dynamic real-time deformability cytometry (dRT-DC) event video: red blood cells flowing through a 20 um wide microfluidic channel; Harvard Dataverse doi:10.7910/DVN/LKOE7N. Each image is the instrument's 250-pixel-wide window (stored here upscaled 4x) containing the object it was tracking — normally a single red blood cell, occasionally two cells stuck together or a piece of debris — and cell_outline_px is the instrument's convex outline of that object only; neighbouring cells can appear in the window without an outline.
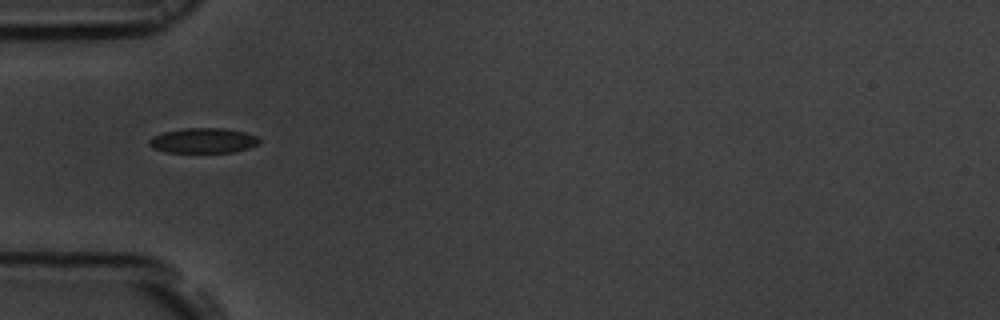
{"species": "common noctule bat (a hibernating species)", "species_latin": "Nyctalus noctula", "temperature_condition": "room temperature", "stored_images_in_passage": 38, "camera_frame_rate_fps": 3000, "um_per_image_px": 0.085, "animal": {"sex": "male", "body_mass_g": 19.5, "forearm_length_mm": 54.6}, "frame": {"image": 1, "passage_image": 1, "time_ms": 0.0, "image_size_px": [1000, 320], "cell_outline_px": [[260, 144], [248, 148], [232, 152], [164, 152], [152, 148], [148, 144], [148, 140], [152, 136], [164, 132], [184, 128], [228, 128], [244, 132], [256, 136], [260, 140]], "centroid_in_image_um": [17.26, 11.94], "position_along_channel_um": 67.7, "area_um2": 16.18}}
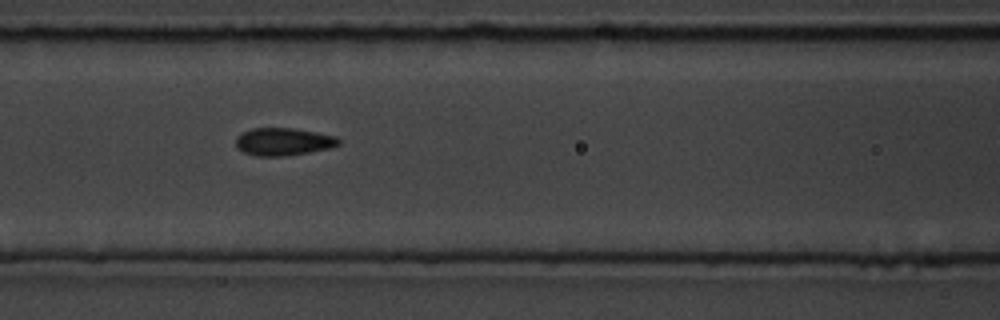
{"frame": {"image": 2, "passage_image": 7, "time_ms": 2.0, "image_size_px": [1000, 320], "cell_outline_px": [[340, 144], [328, 148], [308, 152], [284, 156], [256, 156], [244, 152], [236, 144], [236, 136], [252, 128], [292, 128], [316, 132], [336, 136], [340, 140]], "centroid_in_image_um": [24.09, 12.04], "position_along_channel_um": 142.5, "area_um2": 16.36}}
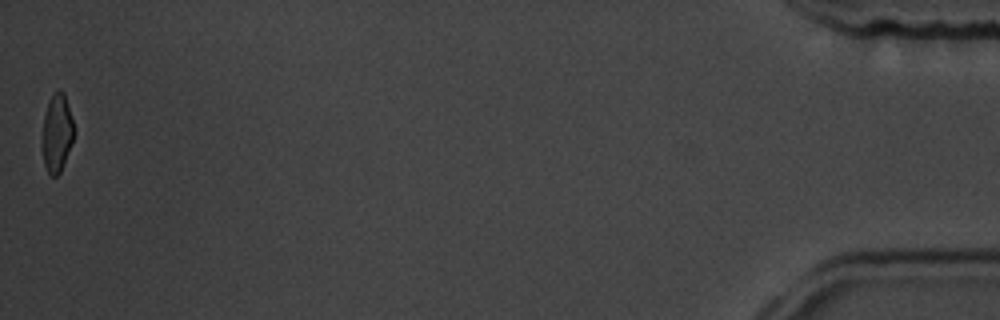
{"frame": {"image": 3, "passage_image": 38, "time_ms": 12.333, "image_size_px": [1000, 320], "cell_outline_px": [[76, 132], [60, 172], [56, 176], [52, 176], [48, 172], [44, 164], [44, 116], [48, 104], [52, 96], [60, 88], [64, 92]], "centroid_in_image_um": [4.89, 11.29], "position_along_channel_um": 430.3, "area_um2": 13.87}, "authors_computed_cell_mechanics": {"area_um2": 16.3574, "velocity_mm_per_s": 3.7294, "shape_relaxation_time_tau1_ms": 6.1706, "shape_relaxation_time_tau2_ms": 1.591, "deformation_change_tau1": 0.1143, "deformation_change_tau2": 0.0589}}